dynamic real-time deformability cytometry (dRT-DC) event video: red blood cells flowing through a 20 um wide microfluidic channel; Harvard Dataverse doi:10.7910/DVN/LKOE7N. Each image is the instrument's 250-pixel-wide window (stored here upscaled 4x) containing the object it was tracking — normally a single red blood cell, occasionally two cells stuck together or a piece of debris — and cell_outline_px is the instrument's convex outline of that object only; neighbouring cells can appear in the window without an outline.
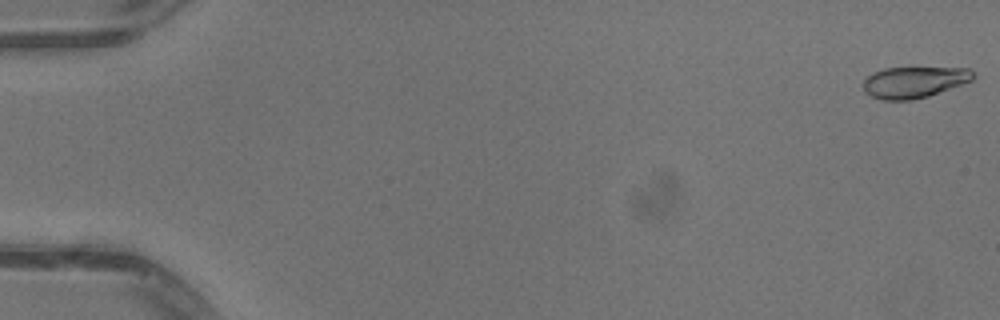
{"species": "common noctule bat (a hibernating species)", "species_latin": "Nyctalus noctula", "temperature_condition": "warm", "stored_images_in_passage": 51, "camera_frame_rate_fps": 3000, "um_per_image_px": 0.085, "animal": {"sex": "male", "body_mass_g": 13.3}, "frame": {"image": 1, "passage_image": 1, "time_ms": 0.0, "image_size_px": [1000, 320], "cell_outline_px": [[976, 76], [972, 80], [964, 84], [928, 96], [912, 100], [884, 100], [872, 96], [864, 92], [864, 80], [872, 72], [884, 68], [968, 68]], "centroid_in_image_um": [77.7, 6.98], "position_along_channel_um": 7.3, "area_um2": 20.0}}
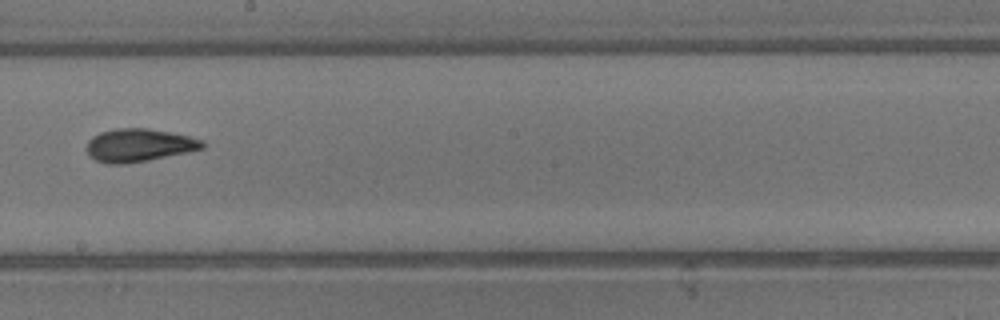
{"frame": {"image": 2, "passage_image": 30, "time_ms": 9.667, "image_size_px": [1000, 320], "cell_outline_px": [[204, 148], [188, 152], [128, 164], [108, 164], [96, 160], [88, 156], [84, 148], [88, 140], [92, 136], [100, 132], [116, 128], [148, 128], [188, 136], [204, 140]], "centroid_in_image_um": [11.75, 12.35], "position_along_channel_um": 236.4, "area_um2": 22.48}}
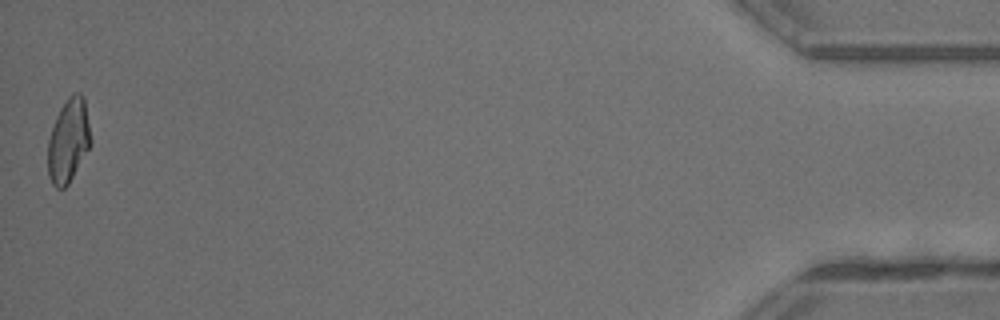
{"frame": {"image": 3, "passage_image": 51, "time_ms": 16.667, "image_size_px": [1000, 320], "cell_outline_px": [[92, 144], [68, 184], [64, 188], [56, 188], [52, 184], [48, 176], [48, 140], [56, 116], [60, 108], [68, 96], [72, 92], [80, 92], [84, 96], [92, 140]], "centroid_in_image_um": [5.83, 11.93], "position_along_channel_um": 429.4, "area_um2": 21.15}, "authors_computed_cell_mechanics": {"area_um2": 21.097, "velocity_mm_per_s": 4.1207, "shape_relaxation_time_tau1_ms": 4.9521, "shape_relaxation_time_tau2_ms": 1.8504, "deformation_change_tau1": 0.1813, "deformation_change_tau2": 0.0736}}